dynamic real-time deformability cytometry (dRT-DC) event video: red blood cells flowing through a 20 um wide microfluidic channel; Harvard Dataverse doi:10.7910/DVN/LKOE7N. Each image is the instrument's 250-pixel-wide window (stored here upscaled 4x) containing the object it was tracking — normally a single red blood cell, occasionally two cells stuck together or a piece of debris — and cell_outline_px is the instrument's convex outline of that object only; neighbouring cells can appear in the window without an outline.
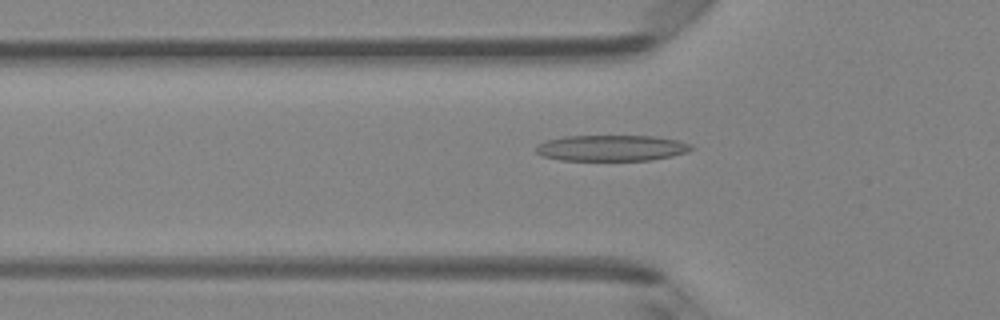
{"species": "Egyptian fruit bat (a non-hibernating species)", "species_latin": "Rousettus aegyptiacus", "temperature_condition": "room temperature", "stored_images_in_passage": 43, "camera_frame_rate_fps": 3000, "um_per_image_px": 0.085, "animal": {"sex": "female"}, "frame": {"image": 1, "passage_image": 11, "time_ms": 3.333, "image_size_px": [1000, 320], "cell_outline_px": [[692, 148], [688, 152], [672, 156], [652, 160], [560, 160], [544, 156], [536, 152], [536, 148], [540, 144], [548, 140], [564, 136], [652, 136], [676, 140], [688, 144]], "centroid_in_image_um": [51.98, 12.58], "position_along_channel_um": 73.8, "area_um2": 23.18}}
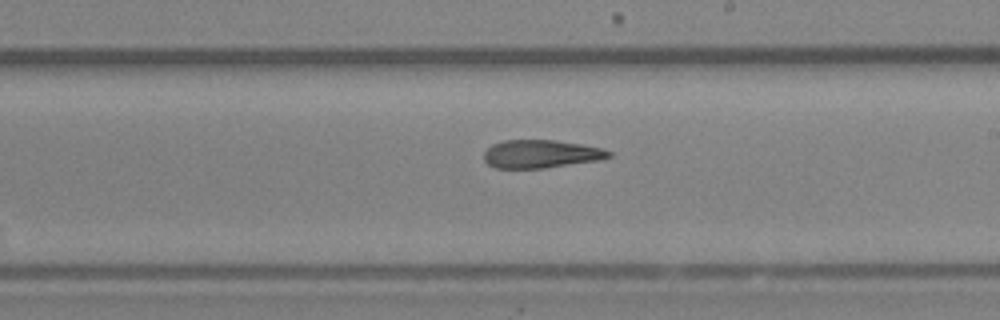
{"frame": {"image": 2, "passage_image": 23, "time_ms": 7.333, "image_size_px": [1000, 320], "cell_outline_px": [[612, 156], [600, 160], [544, 168], [496, 168], [488, 164], [484, 160], [484, 152], [492, 144], [504, 140], [556, 140], [580, 144], [600, 148], [612, 152]], "centroid_in_image_um": [45.97, 13.09], "position_along_channel_um": 243.0, "area_um2": 20.4}}
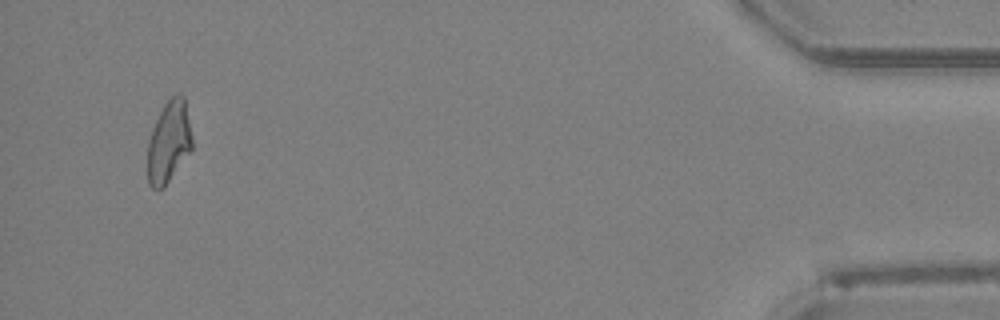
{"frame": {"image": 3, "passage_image": 41, "time_ms": 13.333, "image_size_px": [1000, 320], "cell_outline_px": [[192, 148], [164, 188], [152, 188], [148, 184], [148, 140], [152, 128], [164, 104], [172, 96], [184, 96], [192, 136]], "centroid_in_image_um": [14.34, 12.08], "position_along_channel_um": 420.9, "area_um2": 20.92}, "authors_computed_cell_mechanics": {"area_um2": 21.8484, "velocity_mm_per_s": 4.2424, "shape_relaxation_time_tau1_ms": null, "shape_relaxation_time_tau2_ms": 4.6732, "deformation_change_tau1": null, "deformation_change_tau2": 0.1678}}